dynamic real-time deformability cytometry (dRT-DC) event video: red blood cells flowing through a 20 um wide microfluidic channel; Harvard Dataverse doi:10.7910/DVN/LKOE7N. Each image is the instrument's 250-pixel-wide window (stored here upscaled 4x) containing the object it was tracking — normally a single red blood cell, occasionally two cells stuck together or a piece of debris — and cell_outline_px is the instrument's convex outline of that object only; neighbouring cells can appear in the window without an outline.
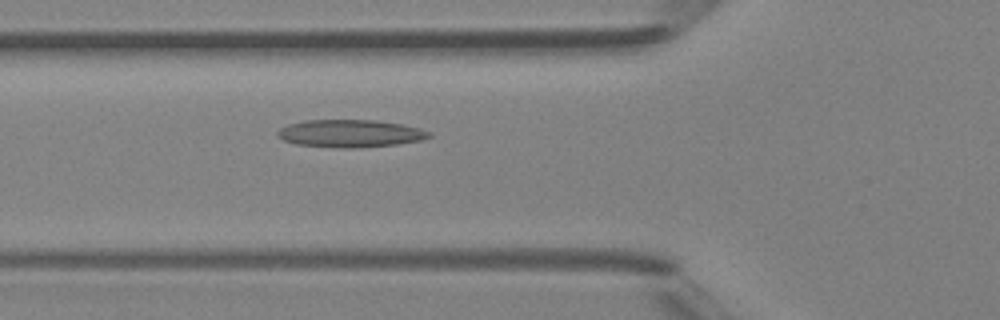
{"species": "Egyptian fruit bat (a non-hibernating species)", "species_latin": "Rousettus aegyptiacus", "temperature_condition": "room temperature", "stored_images_in_passage": 43, "camera_frame_rate_fps": 3000, "um_per_image_px": 0.085, "animal": {"sex": "female"}, "frame": {"image": 1, "passage_image": 13, "time_ms": 4.0, "image_size_px": [1000, 320], "cell_outline_px": [[432, 136], [420, 140], [396, 144], [360, 148], [344, 148], [296, 144], [284, 140], [276, 136], [276, 132], [280, 128], [288, 124], [304, 120], [376, 120], [400, 124], [420, 128], [432, 132]], "centroid_in_image_um": [29.76, 11.34], "position_along_channel_um": 96.0, "area_um2": 24.39}}
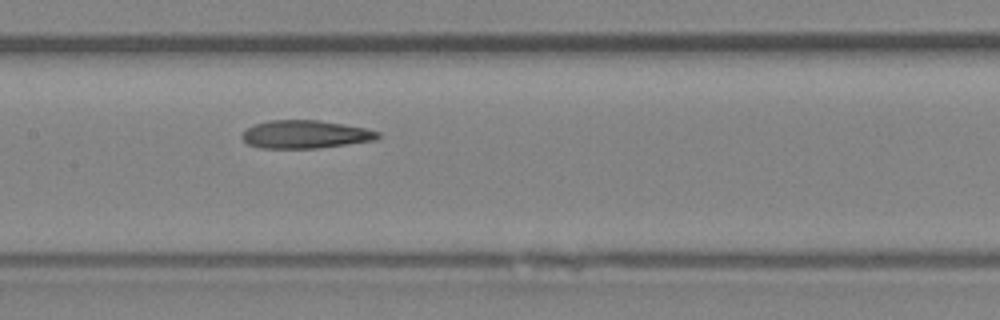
{"frame": {"image": 2, "passage_image": 19, "time_ms": 6.0, "image_size_px": [1000, 320], "cell_outline_px": [[380, 136], [376, 140], [316, 148], [260, 148], [248, 144], [240, 136], [248, 128], [256, 124], [268, 120], [320, 120], [364, 128], [380, 132]], "centroid_in_image_um": [25.94, 11.42], "position_along_channel_um": 181.5, "area_um2": 22.02}}
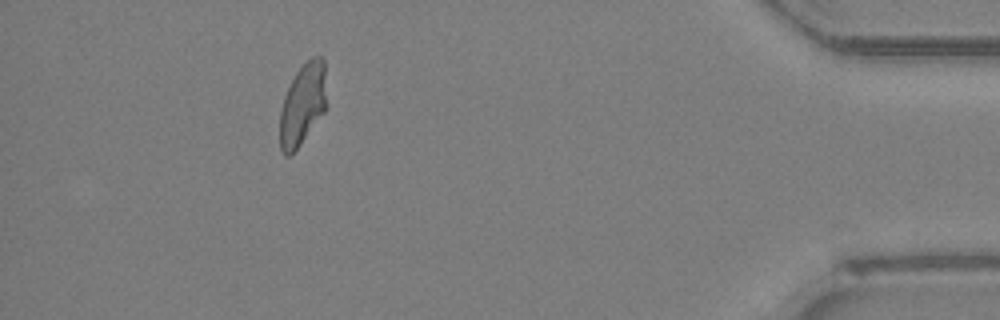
{"frame": {"image": 3, "passage_image": 39, "time_ms": 12.667, "image_size_px": [1000, 320], "cell_outline_px": [[324, 112], [300, 144], [288, 156], [284, 156], [280, 152], [280, 112], [284, 96], [296, 72], [312, 56], [320, 56], [324, 60]], "centroid_in_image_um": [25.68, 8.9], "position_along_channel_um": 409.5, "area_um2": 21.56}, "authors_computed_cell_mechanics": {"area_um2": 22.831, "velocity_mm_per_s": 4.2742, "shape_relaxation_time_tau1_ms": null, "shape_relaxation_time_tau2_ms": 2.4463, "deformation_change_tau1": null, "deformation_change_tau2": 0.1105}}